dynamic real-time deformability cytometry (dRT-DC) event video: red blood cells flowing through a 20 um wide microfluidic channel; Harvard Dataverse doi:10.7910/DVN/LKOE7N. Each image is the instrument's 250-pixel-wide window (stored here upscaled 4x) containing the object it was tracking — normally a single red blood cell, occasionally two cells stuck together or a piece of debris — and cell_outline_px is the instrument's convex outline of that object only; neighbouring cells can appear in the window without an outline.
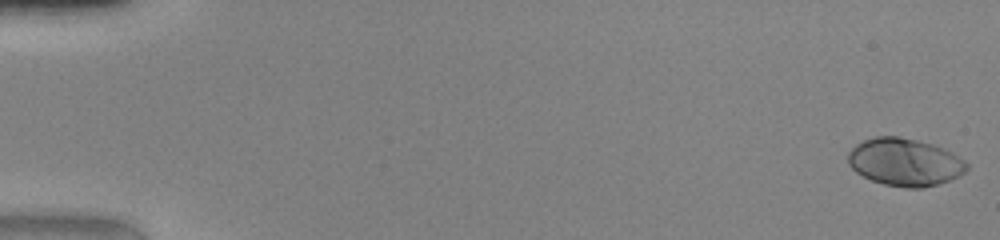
{"species": "human", "species_latin": "Homo sapiens", "temperature_condition": "warm", "stored_images_in_passage": 50, "camera_frame_rate_fps": 3000, "um_per_image_px": 0.085, "donor": {"sex": "female"}, "frame": {"image": 1, "passage_image": 1, "time_ms": 0.0, "image_size_px": [1000, 240], "cell_outline_px": [[968, 168], [964, 172], [948, 180], [924, 188], [904, 188], [884, 184], [872, 180], [856, 172], [848, 164], [848, 152], [856, 144], [864, 140], [876, 136], [900, 136], [932, 144], [952, 152], [964, 160], [968, 164]], "centroid_in_image_um": [76.89, 13.77], "position_along_channel_um": 8.1, "area_um2": 32.77}}
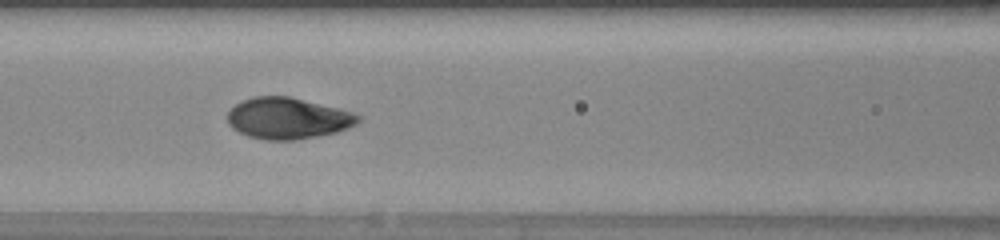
{"frame": {"image": 2, "passage_image": 23, "time_ms": 7.333, "image_size_px": [1000, 240], "cell_outline_px": [[360, 120], [356, 124], [348, 128], [336, 132], [292, 140], [264, 140], [248, 136], [232, 128], [228, 124], [228, 112], [236, 104], [252, 96], [288, 96], [340, 108], [352, 112], [360, 116]], "centroid_in_image_um": [24.46, 10.05], "position_along_channel_um": 142.1, "area_um2": 31.27}}
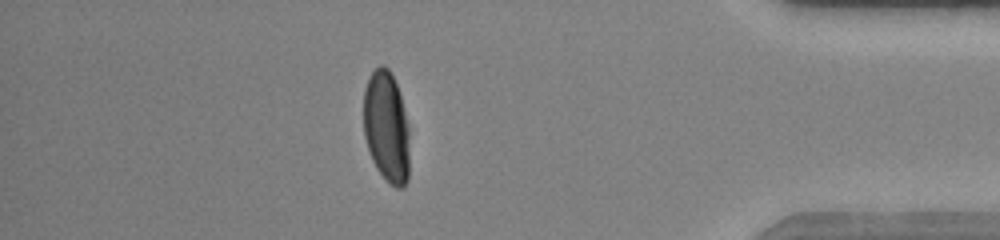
{"frame": {"image": 3, "passage_image": 44, "time_ms": 14.333, "image_size_px": [1000, 240], "cell_outline_px": [[408, 180], [404, 188], [396, 188], [388, 184], [376, 168], [372, 160], [364, 136], [364, 88], [368, 76], [380, 64], [384, 64], [388, 68], [396, 84], [400, 96], [408, 124]], "centroid_in_image_um": [32.83, 10.81], "position_along_channel_um": 402.4, "area_um2": 29.94}, "authors_computed_cell_mechanics": {"area_um2": 31.4143, "velocity_mm_per_s": 4.1997, "shape_relaxation_time_tau1_ms": 2.9967, "shape_relaxation_time_tau2_ms": null, "deformation_change_tau1": 0.201, "deformation_change_tau2": null}}